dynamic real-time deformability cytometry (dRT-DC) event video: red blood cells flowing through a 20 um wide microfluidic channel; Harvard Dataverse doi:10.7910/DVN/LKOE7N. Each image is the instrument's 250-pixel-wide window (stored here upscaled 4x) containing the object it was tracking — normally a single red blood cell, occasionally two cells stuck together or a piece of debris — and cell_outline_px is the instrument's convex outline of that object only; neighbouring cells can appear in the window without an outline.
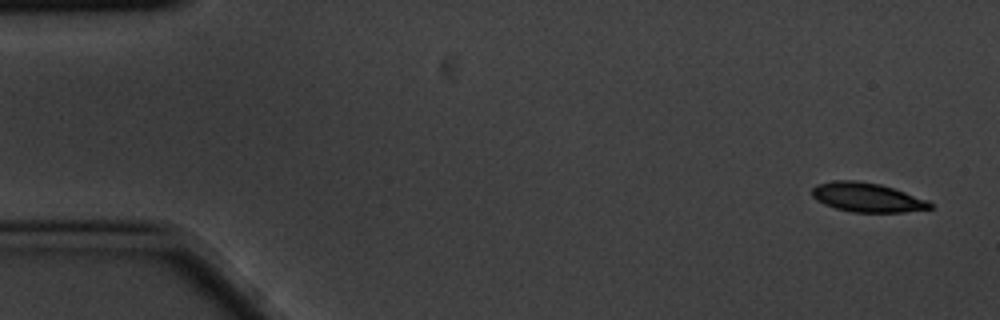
{"species": "common noctule bat (a hibernating species)", "species_latin": "Nyctalus noctula", "temperature_condition": "cold", "stored_images_in_passage": 5, "camera_frame_rate_fps": 3000, "um_per_image_px": 0.085, "animal": {"sex": "male", "body_mass_g": 20.1, "forearm_length_mm": 53.5}, "frame": {"image": 1, "passage_image": 1, "time_ms": 0.0, "image_size_px": [1000, 320], "cell_outline_px": [[932, 208], [904, 212], [852, 212], [836, 208], [824, 204], [816, 200], [812, 196], [812, 188], [816, 184], [832, 180], [856, 180], [880, 184], [928, 200], [932, 204]], "centroid_in_image_um": [73.66, 16.77], "position_along_channel_um": 11.3, "area_um2": 20.06}}
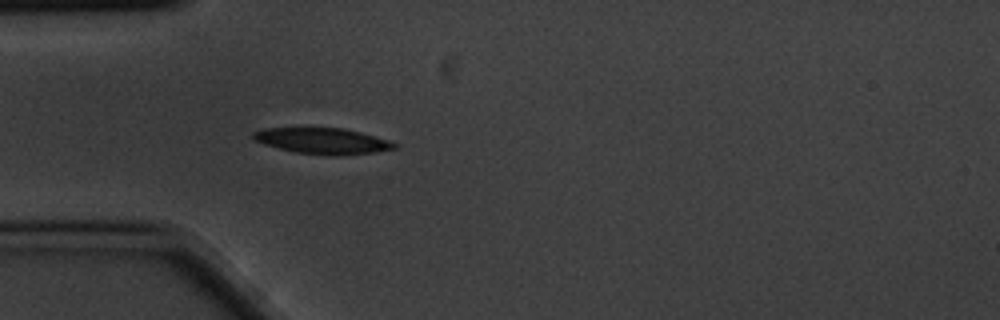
{"frame": {"image": 2, "passage_image": 5, "time_ms": 1.333, "image_size_px": [1000, 320], "cell_outline_px": [[396, 148], [376, 152], [340, 156], [324, 156], [296, 152], [264, 144], [252, 140], [252, 132], [264, 128], [344, 128], [360, 132], [388, 140], [396, 144]], "centroid_in_image_um": [27.4, 11.99], "position_along_channel_um": 57.6, "area_um2": 21.44}}